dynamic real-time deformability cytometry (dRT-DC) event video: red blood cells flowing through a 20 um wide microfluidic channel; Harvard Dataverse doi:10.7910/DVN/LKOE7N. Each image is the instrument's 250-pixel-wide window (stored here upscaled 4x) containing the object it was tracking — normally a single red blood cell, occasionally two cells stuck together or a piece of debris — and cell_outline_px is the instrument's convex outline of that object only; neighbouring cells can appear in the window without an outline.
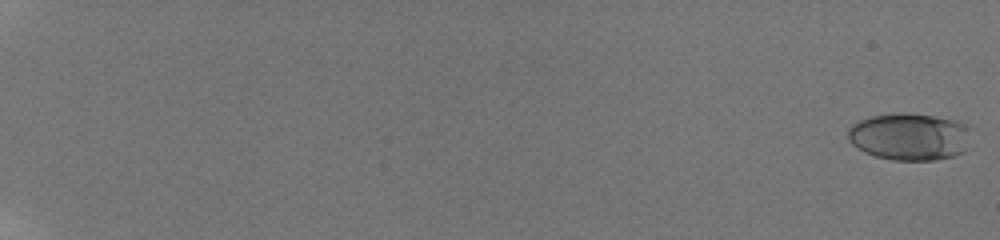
{"species": "human", "species_latin": "Homo sapiens", "temperature_condition": "room temperature", "stored_images_in_passage": 59, "camera_frame_rate_fps": 3000, "um_per_image_px": 0.085, "donor": {"sex": "male"}, "frame": {"image": 1, "passage_image": 1, "time_ms": 0.0, "image_size_px": [1000, 240], "cell_outline_px": [[976, 128], [964, 152], [952, 156], [936, 160], [892, 160], [876, 156], [864, 152], [852, 144], [848, 140], [848, 128], [856, 120], [872, 116], [904, 112], [964, 120], [972, 124]], "centroid_in_image_um": [77.42, 11.59], "position_along_channel_um": 7.6, "area_um2": 35.03}}
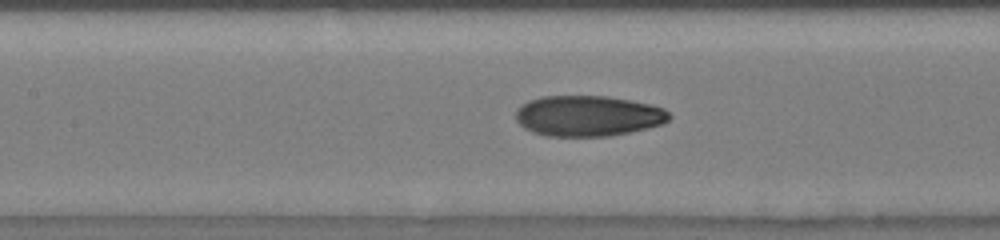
{"frame": {"image": 2, "passage_image": 33, "time_ms": 10.667, "image_size_px": [1000, 240], "cell_outline_px": [[672, 116], [664, 124], [648, 128], [608, 136], [544, 136], [532, 132], [524, 128], [516, 120], [516, 108], [528, 100], [540, 96], [608, 96], [632, 100], [664, 108]], "centroid_in_image_um": [49.97, 9.85], "position_along_channel_um": 157.4, "area_um2": 36.65}}
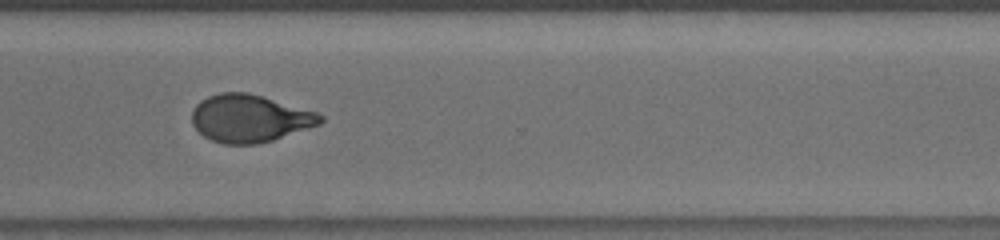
{"frame": {"image": 3, "passage_image": 48, "time_ms": 15.667, "image_size_px": [1000, 240], "cell_outline_px": [[324, 120], [320, 124], [272, 140], [256, 144], [224, 144], [212, 140], [204, 136], [192, 124], [192, 108], [200, 100], [208, 96], [220, 92], [248, 92], [316, 112], [324, 116]], "centroid_in_image_um": [21.19, 10.06], "position_along_channel_um": 349.4, "area_um2": 35.43}, "authors_computed_cell_mechanics": {"area_um2": 35.4314, "velocity_mm_per_s": 3.8484, "shape_relaxation_time_tau1_ms": 5.9117, "shape_relaxation_time_tau2_ms": 1.2062, "deformation_change_tau1": 0.2081, "deformation_change_tau2": 0.0723}}